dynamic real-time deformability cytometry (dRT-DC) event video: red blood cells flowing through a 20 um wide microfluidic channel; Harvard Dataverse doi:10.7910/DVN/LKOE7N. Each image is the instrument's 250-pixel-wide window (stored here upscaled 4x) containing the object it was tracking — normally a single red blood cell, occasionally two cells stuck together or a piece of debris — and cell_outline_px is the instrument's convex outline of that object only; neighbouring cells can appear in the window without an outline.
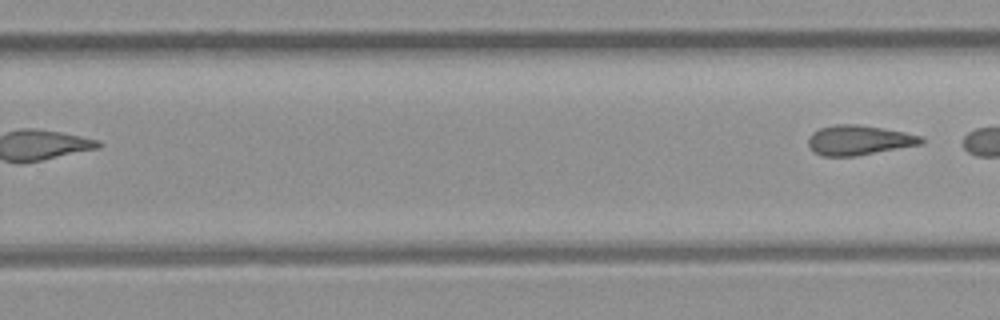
{"species": "common noctule bat (a hibernating species)", "species_latin": "Nyctalus noctula", "temperature_condition": "room temperature", "stored_images_in_passage": 13, "camera_frame_rate_fps": 3000, "um_per_image_px": 0.085, "animal": {"sex": "female", "body_mass_g": 21.9}, "frame": {"image": 1, "passage_image": 13, "time_ms": 14.333, "image_size_px": [1000, 320], "cell_outline_px": [[924, 144], [856, 156], [824, 156], [812, 152], [808, 148], [808, 136], [812, 132], [820, 128], [836, 124], [860, 124], [904, 132], [924, 136]], "centroid_in_image_um": [73.0, 11.92], "position_along_channel_um": 256.8, "area_um2": 19.94}}